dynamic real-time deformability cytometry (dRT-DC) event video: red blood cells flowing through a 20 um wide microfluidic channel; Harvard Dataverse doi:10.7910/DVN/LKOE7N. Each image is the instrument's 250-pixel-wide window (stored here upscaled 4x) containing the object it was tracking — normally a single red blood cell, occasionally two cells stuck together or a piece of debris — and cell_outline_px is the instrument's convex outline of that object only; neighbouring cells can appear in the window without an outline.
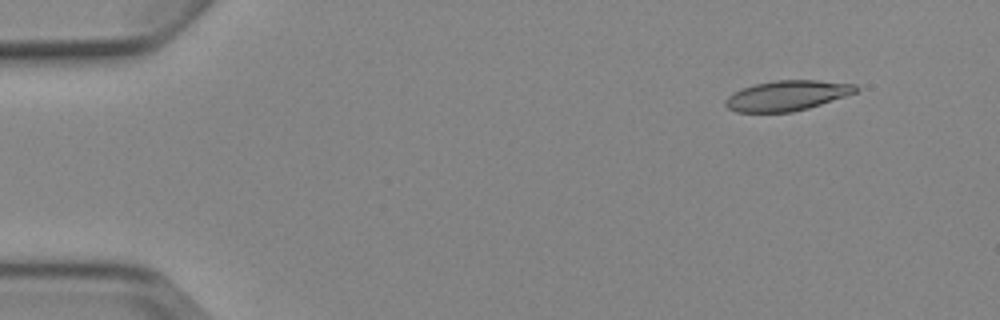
{"species": "Egyptian fruit bat (a non-hibernating species)", "species_latin": "Rousettus aegyptiacus", "temperature_condition": "cold", "stored_images_in_passage": 5, "camera_frame_rate_fps": 3000, "um_per_image_px": 0.085, "animal": {"sex": "female"}, "frame": {"image": 1, "passage_image": 2, "time_ms": 1.333, "image_size_px": [1000, 320], "cell_outline_px": [[860, 88], [856, 92], [808, 108], [792, 112], [736, 112], [728, 108], [724, 104], [724, 100], [732, 92], [740, 88], [756, 84], [776, 80], [816, 80], [856, 84]], "centroid_in_image_um": [66.86, 8.12], "position_along_channel_um": 18.1, "area_um2": 22.89}}
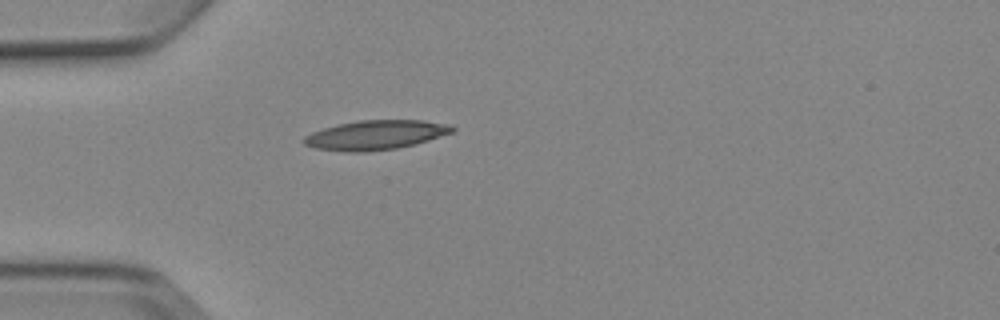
{"frame": {"image": 2, "passage_image": 5, "time_ms": 4.667, "image_size_px": [1000, 320], "cell_outline_px": [[456, 128], [452, 132], [428, 140], [396, 148], [368, 152], [344, 152], [316, 148], [304, 144], [300, 140], [304, 136], [312, 132], [336, 124], [360, 120], [420, 120], [448, 124]], "centroid_in_image_um": [31.86, 11.47], "position_along_channel_um": 53.1, "area_um2": 25.37}}